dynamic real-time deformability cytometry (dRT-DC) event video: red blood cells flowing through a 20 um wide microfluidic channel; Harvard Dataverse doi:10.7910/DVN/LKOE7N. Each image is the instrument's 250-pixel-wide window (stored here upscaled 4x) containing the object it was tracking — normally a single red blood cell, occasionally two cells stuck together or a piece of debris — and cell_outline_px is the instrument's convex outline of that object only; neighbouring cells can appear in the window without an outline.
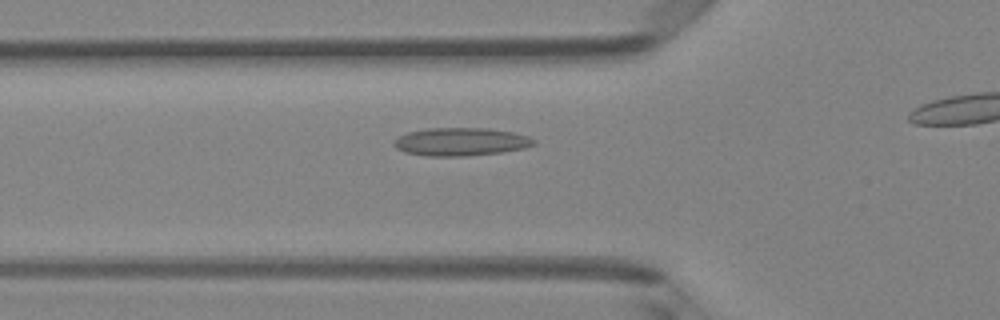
{"species": "Egyptian fruit bat (a non-hibernating species)", "species_latin": "Rousettus aegyptiacus", "temperature_condition": "room temperature", "stored_images_in_passage": 30, "camera_frame_rate_fps": 3000, "um_per_image_px": 0.085, "animal": {"sex": "female"}, "frame": {"image": 1, "passage_image": 7, "time_ms": 2.0, "image_size_px": [1000, 320], "cell_outline_px": [[536, 144], [524, 148], [500, 152], [468, 156], [428, 156], [404, 152], [396, 148], [392, 144], [392, 140], [408, 132], [428, 128], [488, 128], [512, 132], [528, 136], [536, 140]], "centroid_in_image_um": [39.15, 12.05], "position_along_channel_um": 86.6, "area_um2": 22.95}}
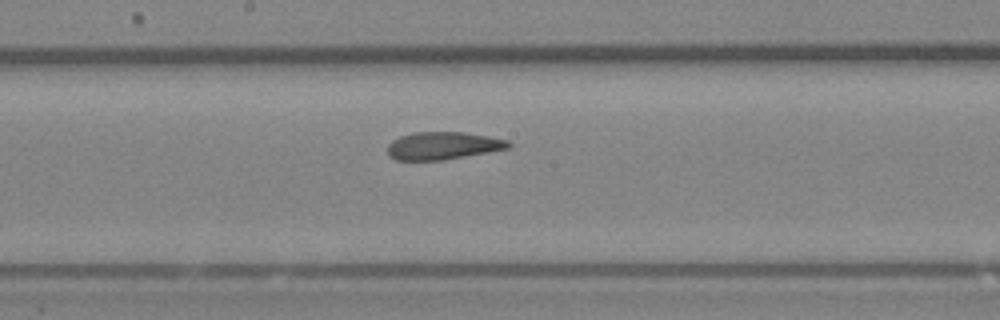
{"frame": {"image": 2, "passage_image": 16, "time_ms": 5.0, "image_size_px": [1000, 320], "cell_outline_px": [[512, 144], [508, 148], [488, 152], [444, 160], [396, 160], [388, 156], [388, 144], [392, 140], [400, 136], [412, 132], [464, 132], [488, 136], [508, 140]], "centroid_in_image_um": [37.63, 12.38], "position_along_channel_um": 210.6, "area_um2": 19.54}}
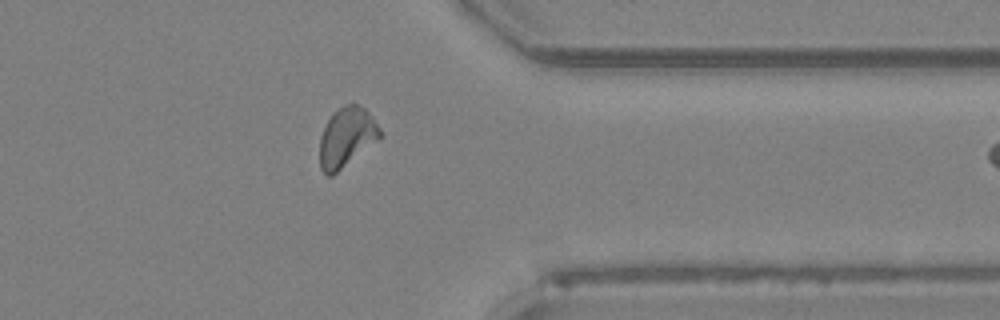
{"frame": {"image": 3, "passage_image": 29, "time_ms": 9.333, "image_size_px": [1000, 320], "cell_outline_px": [[384, 136], [332, 176], [328, 176], [320, 168], [320, 136], [332, 112], [344, 104], [356, 104], [364, 108], [372, 116], [380, 128]], "centroid_in_image_um": [29.48, 11.66], "position_along_channel_um": 381.9, "area_um2": 21.04}}